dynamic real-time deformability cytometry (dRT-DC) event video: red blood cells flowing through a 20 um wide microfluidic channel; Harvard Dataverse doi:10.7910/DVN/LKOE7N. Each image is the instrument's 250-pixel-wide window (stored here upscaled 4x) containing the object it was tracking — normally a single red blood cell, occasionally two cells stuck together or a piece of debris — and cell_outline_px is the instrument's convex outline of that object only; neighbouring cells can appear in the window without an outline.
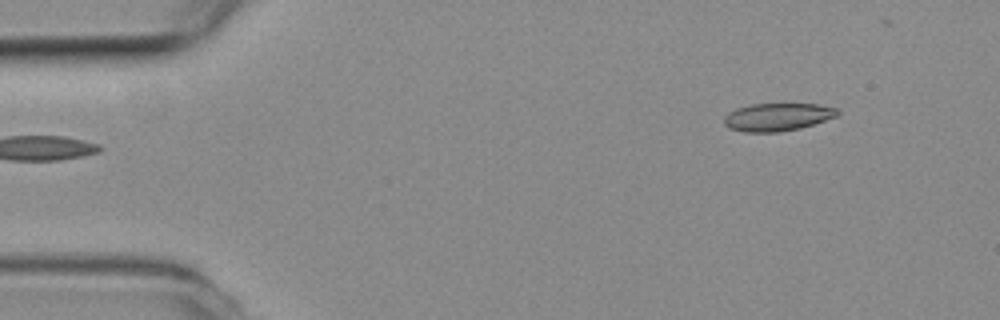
{"species": "common noctule bat (a hibernating species)", "species_latin": "Nyctalus noctula", "temperature_condition": "room temperature", "stored_images_in_passage": 2, "camera_frame_rate_fps": 3000, "um_per_image_px": 0.085, "animal": {"sex": "female", "body_mass_g": 19.3, "forearm_length_mm": 54.1}, "frame": {"image": 1, "passage_image": 2, "time_ms": 0.333, "image_size_px": [1000, 320], "cell_outline_px": [[840, 112], [836, 116], [800, 128], [776, 132], [744, 132], [728, 128], [724, 124], [724, 116], [728, 112], [736, 108], [748, 104], [820, 104], [836, 108]], "centroid_in_image_um": [66.03, 9.94], "position_along_channel_um": 19.0, "area_um2": 18.38}}